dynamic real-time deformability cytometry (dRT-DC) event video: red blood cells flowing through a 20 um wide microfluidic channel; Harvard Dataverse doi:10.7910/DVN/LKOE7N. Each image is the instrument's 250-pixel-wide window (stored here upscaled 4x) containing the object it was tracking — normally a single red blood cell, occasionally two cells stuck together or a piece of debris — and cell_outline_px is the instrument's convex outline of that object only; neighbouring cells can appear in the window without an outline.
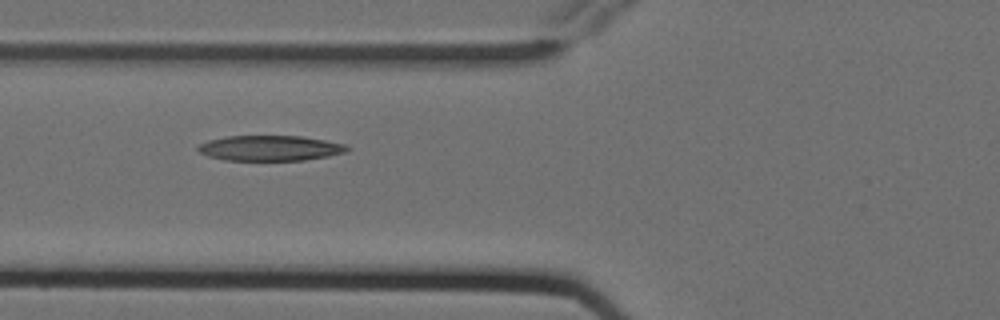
{"species": "Egyptian fruit bat (a non-hibernating species)", "species_latin": "Rousettus aegyptiacus", "temperature_condition": "cold", "stored_images_in_passage": 9, "camera_frame_rate_fps": 3000, "um_per_image_px": 0.085, "animal": {"sex": "female"}, "frame": {"image": 1, "passage_image": 2, "time_ms": 0.333, "image_size_px": [1000, 320], "cell_outline_px": [[352, 148], [344, 152], [328, 156], [304, 160], [224, 160], [208, 156], [200, 152], [196, 148], [200, 144], [208, 140], [228, 136], [300, 136], [324, 140], [344, 144]], "centroid_in_image_um": [22.94, 12.59], "position_along_channel_um": 102.9, "area_um2": 21.85}}
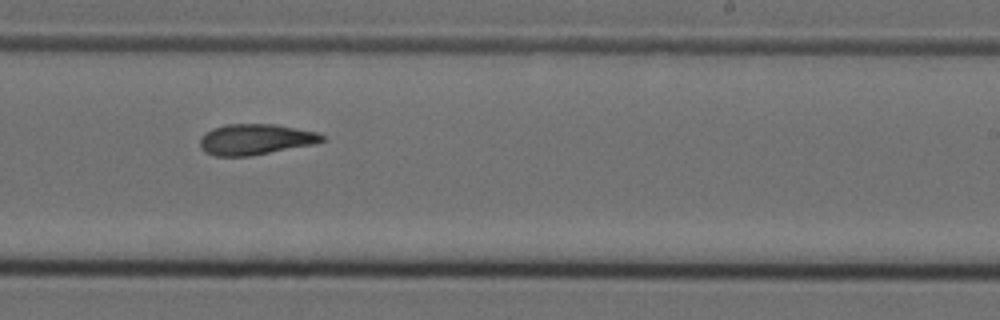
{"frame": {"image": 2, "passage_image": 6, "time_ms": 1.667, "image_size_px": [1000, 320], "cell_outline_px": [[324, 140], [316, 144], [252, 156], [216, 156], [204, 152], [200, 148], [200, 140], [204, 132], [212, 128], [224, 124], [272, 124], [316, 132], [324, 136]], "centroid_in_image_um": [21.68, 11.86], "position_along_channel_um": 267.3, "area_um2": 22.02}}
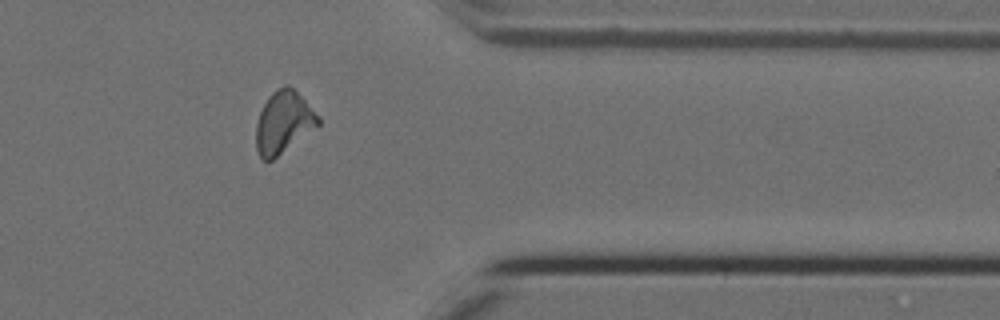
{"frame": {"image": 3, "passage_image": 9, "time_ms": 2.667, "image_size_px": [1000, 320], "cell_outline_px": [[320, 124], [272, 160], [260, 160], [256, 148], [256, 124], [260, 112], [268, 96], [276, 88], [288, 84], [320, 116]], "centroid_in_image_um": [24.07, 10.4], "position_along_channel_um": 387.3, "area_um2": 22.25}}